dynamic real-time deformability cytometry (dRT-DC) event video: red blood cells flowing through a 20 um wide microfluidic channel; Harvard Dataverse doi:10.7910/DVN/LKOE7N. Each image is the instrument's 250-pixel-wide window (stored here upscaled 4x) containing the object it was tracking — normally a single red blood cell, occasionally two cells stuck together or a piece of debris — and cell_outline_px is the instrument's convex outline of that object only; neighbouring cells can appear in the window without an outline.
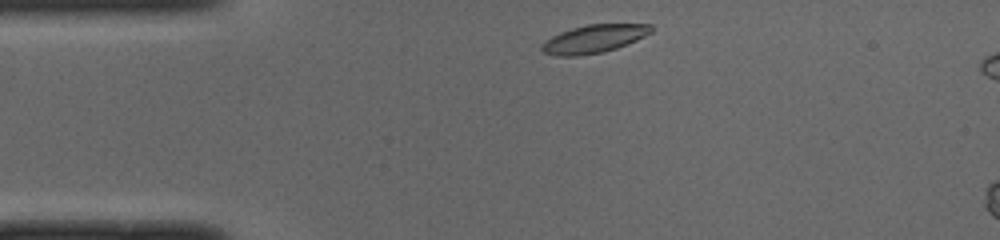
{"species": "common noctule bat (a hibernating species)", "species_latin": "Nyctalus noctula", "temperature_condition": "cold", "stored_images_in_passage": 5, "camera_frame_rate_fps": 3000, "um_per_image_px": 0.085, "animal": {"sex": "male", "body_mass_g": 19.0, "forearm_length_mm": 50.8}, "frame": {"image": 1, "passage_image": 1, "time_ms": 0.0, "image_size_px": [1000, 240], "cell_outline_px": [[652, 32], [636, 40], [616, 48], [600, 52], [576, 56], [556, 56], [544, 52], [540, 48], [540, 44], [552, 36], [560, 32], [572, 28], [588, 24], [652, 24]], "centroid_in_image_um": [50.46, 3.29], "position_along_channel_um": 34.5, "area_um2": 17.74}}